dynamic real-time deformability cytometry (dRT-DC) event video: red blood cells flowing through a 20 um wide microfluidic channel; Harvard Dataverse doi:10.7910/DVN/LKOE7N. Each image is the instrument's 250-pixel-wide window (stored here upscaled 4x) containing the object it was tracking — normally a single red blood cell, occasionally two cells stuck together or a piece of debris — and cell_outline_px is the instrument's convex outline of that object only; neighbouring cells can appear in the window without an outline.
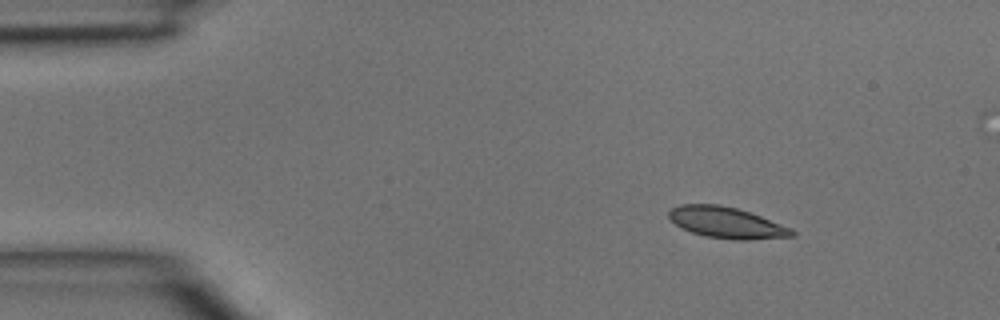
{"species": "common noctule bat (a hibernating species)", "species_latin": "Nyctalus noctula", "temperature_condition": "room temperature", "stored_images_in_passage": 3, "camera_frame_rate_fps": 3000, "um_per_image_px": 0.085, "animal": {"sex": "male", "body_mass_g": 15.6}, "frame": {"image": 1, "passage_image": 1, "time_ms": 0.0, "image_size_px": [1000, 320], "cell_outline_px": [[796, 236], [752, 240], [732, 240], [704, 236], [680, 228], [668, 220], [668, 212], [672, 208], [680, 204], [720, 204], [736, 208], [760, 216], [792, 228], [796, 232]], "centroid_in_image_um": [61.74, 18.93], "position_along_channel_um": 23.3, "area_um2": 22.66}}
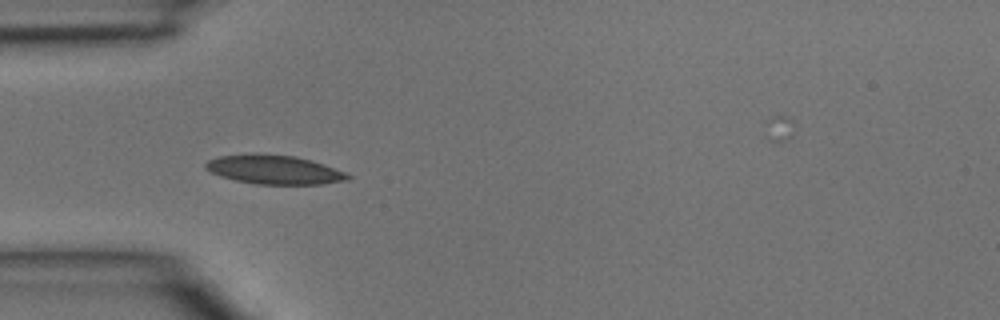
{"frame": {"image": 2, "passage_image": 3, "time_ms": 0.667, "image_size_px": [1000, 320], "cell_outline_px": [[352, 176], [348, 180], [320, 184], [256, 184], [236, 180], [220, 176], [204, 168], [204, 164], [208, 160], [220, 156], [296, 156], [324, 164], [344, 172]], "centroid_in_image_um": [23.35, 14.46], "position_along_channel_um": 61.7, "area_um2": 23.06}}